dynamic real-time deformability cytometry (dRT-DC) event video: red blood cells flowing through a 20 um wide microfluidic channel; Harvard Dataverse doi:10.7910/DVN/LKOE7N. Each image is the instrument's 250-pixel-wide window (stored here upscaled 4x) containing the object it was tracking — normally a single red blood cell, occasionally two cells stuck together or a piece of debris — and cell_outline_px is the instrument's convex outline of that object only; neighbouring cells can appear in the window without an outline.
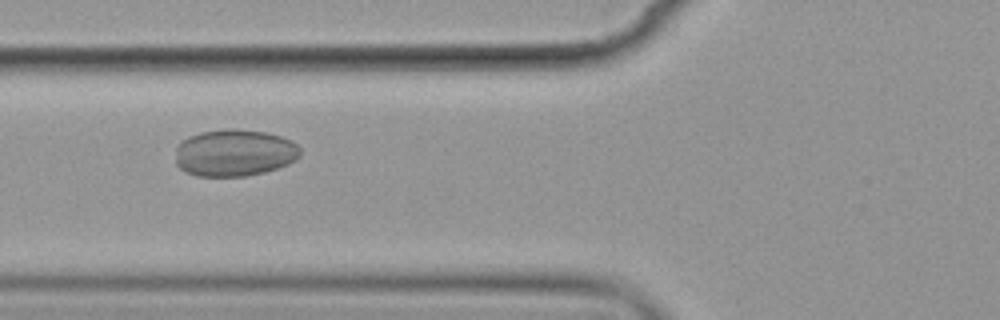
{"species": "common noctule bat (a hibernating species)", "species_latin": "Nyctalus noctula", "temperature_condition": "cold", "stored_images_in_passage": 9, "camera_frame_rate_fps": 3000, "um_per_image_px": 0.085, "animal": {"sex": "female", "body_mass_g": 19.9}, "frame": {"image": 1, "passage_image": 6, "time_ms": 6.667, "image_size_px": [1000, 320], "cell_outline_px": [[300, 156], [296, 160], [288, 164], [264, 172], [244, 176], [196, 176], [184, 172], [176, 164], [176, 148], [188, 136], [200, 132], [228, 128], [232, 128], [264, 132], [280, 136], [292, 140], [300, 148]], "centroid_in_image_um": [19.92, 12.99], "position_along_channel_um": 105.9, "area_um2": 34.28}}
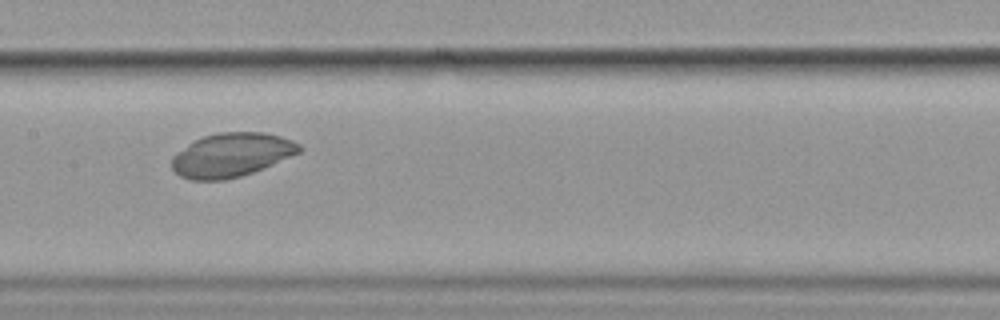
{"frame": {"image": 2, "passage_image": 8, "time_ms": 9.0, "image_size_px": [1000, 320], "cell_outline_px": [[304, 148], [300, 152], [272, 164], [252, 172], [240, 176], [224, 180], [188, 180], [180, 176], [172, 168], [172, 156], [176, 152], [188, 144], [204, 136], [220, 132], [264, 132], [280, 136], [292, 140], [300, 144]], "centroid_in_image_um": [19.67, 13.17], "position_along_channel_um": 187.7, "area_um2": 32.48}}
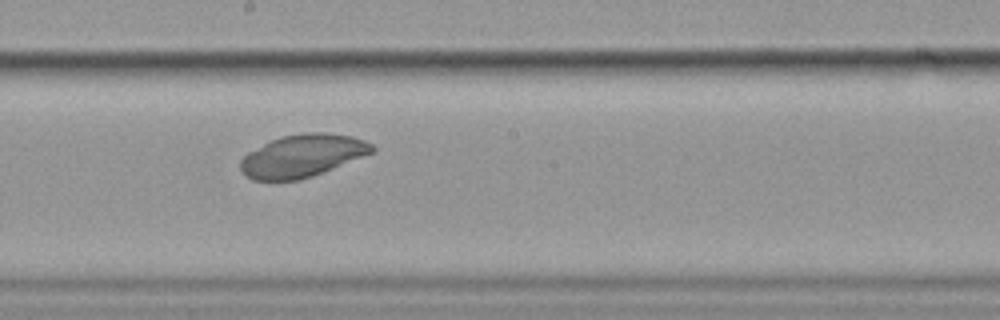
{"frame": {"image": 3, "passage_image": 9, "time_ms": 10.0, "image_size_px": [1000, 320], "cell_outline_px": [[376, 152], [312, 176], [300, 180], [252, 180], [244, 176], [240, 168], [240, 160], [248, 152], [272, 140], [284, 136], [304, 132], [324, 132], [352, 136], [364, 140], [372, 144], [376, 148]], "centroid_in_image_um": [25.73, 13.24], "position_along_channel_um": 222.5, "area_um2": 32.71}}